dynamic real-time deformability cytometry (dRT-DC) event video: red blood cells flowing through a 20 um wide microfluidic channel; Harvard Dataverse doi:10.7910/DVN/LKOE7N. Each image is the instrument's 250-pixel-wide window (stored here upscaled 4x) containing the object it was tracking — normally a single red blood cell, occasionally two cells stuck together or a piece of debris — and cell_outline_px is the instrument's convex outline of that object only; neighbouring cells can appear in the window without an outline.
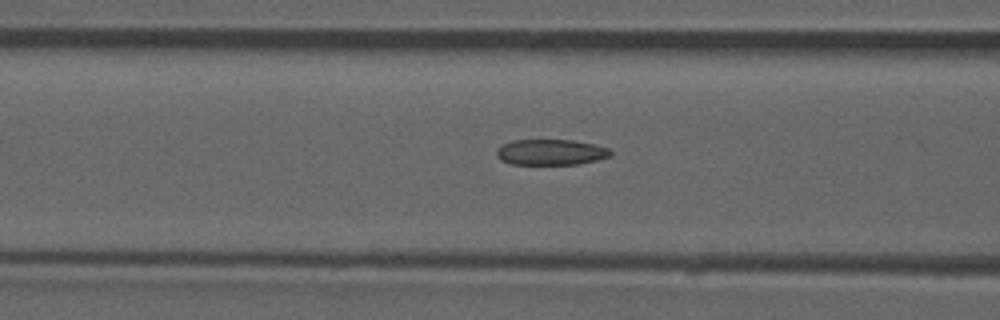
{"species": "common noctule bat (a hibernating species)", "species_latin": "Nyctalus noctula", "temperature_condition": "room temperature", "stored_images_in_passage": 46, "camera_frame_rate_fps": 3000, "um_per_image_px": 0.085, "animal": {"sex": "male", "forearm_length_mm": 52.5}, "frame": {"image": 1, "passage_image": 20, "time_ms": 6.333, "image_size_px": [1000, 320], "cell_outline_px": [[612, 156], [580, 164], [512, 164], [500, 160], [496, 156], [496, 148], [512, 140], [572, 140], [596, 144], [608, 148], [612, 152]], "centroid_in_image_um": [46.82, 12.93], "position_along_channel_um": 119.8, "area_um2": 17.22}, "authors_computed_cell_mechanics": {"area_um2": 17.7735, "velocity_mm_per_s": 3.957, "shape_relaxation_time_tau1_ms": null, "shape_relaxation_time_tau2_ms": 3.2848, "deformation_change_tau1": null, "deformation_change_tau2": 0.1027}}